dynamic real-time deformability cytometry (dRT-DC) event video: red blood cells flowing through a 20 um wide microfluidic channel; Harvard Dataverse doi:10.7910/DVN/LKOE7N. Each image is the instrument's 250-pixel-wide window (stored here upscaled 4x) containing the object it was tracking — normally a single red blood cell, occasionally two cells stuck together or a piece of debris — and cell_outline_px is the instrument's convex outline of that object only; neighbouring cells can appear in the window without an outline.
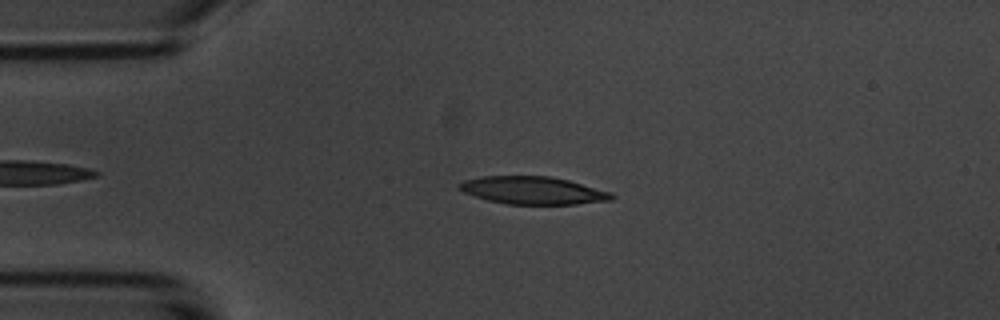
{"species": "common noctule bat (a hibernating species)", "species_latin": "Nyctalus noctula", "temperature_condition": "room temperature", "stored_images_in_passage": 49, "camera_frame_rate_fps": 3000, "um_per_image_px": 0.085, "animal": {"sex": "male", "body_mass_g": 20.1, "forearm_length_mm": 53.5}, "frame": {"image": 1, "passage_image": 12, "time_ms": 3.667, "image_size_px": [1000, 320], "cell_outline_px": [[616, 196], [612, 200], [576, 204], [508, 204], [488, 200], [464, 192], [456, 188], [456, 184], [464, 180], [480, 176], [552, 176], [568, 180], [612, 192]], "centroid_in_image_um": [45.29, 16.18], "position_along_channel_um": 39.7, "area_um2": 24.68}}
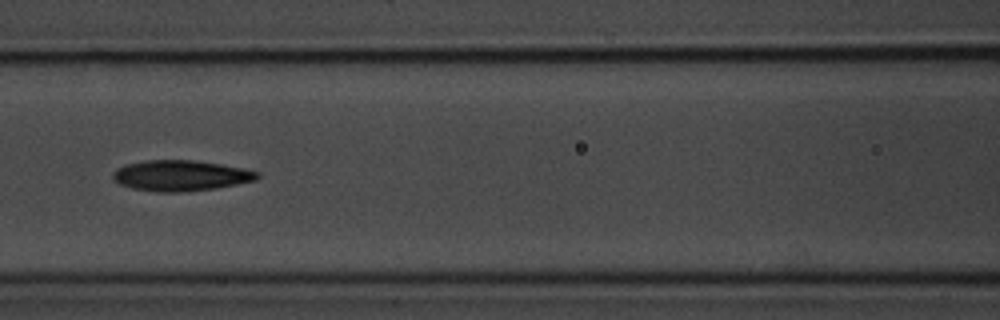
{"frame": {"image": 2, "passage_image": 23, "time_ms": 7.333, "image_size_px": [1000, 320], "cell_outline_px": [[260, 176], [256, 180], [216, 188], [184, 192], [156, 192], [132, 188], [120, 184], [112, 180], [112, 172], [116, 168], [124, 164], [148, 160], [196, 160], [244, 168], [260, 172]], "centroid_in_image_um": [15.33, 14.92], "position_along_channel_um": 151.3, "area_um2": 26.07}}
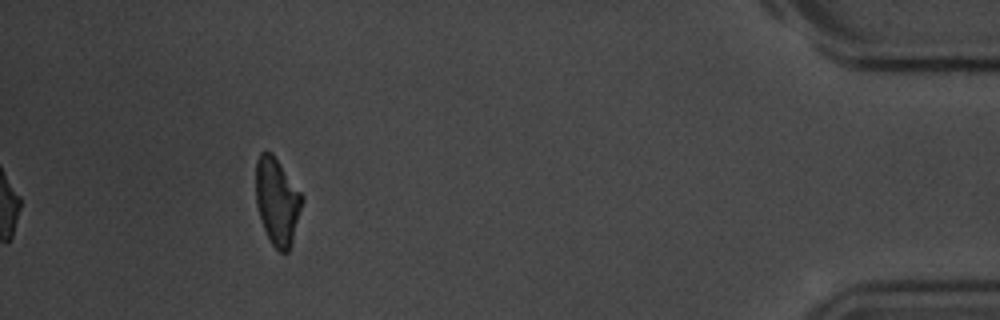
{"frame": {"image": 3, "passage_image": 49, "time_ms": 16.0, "image_size_px": [1000, 320], "cell_outline_px": [[304, 200], [292, 244], [288, 252], [280, 252], [272, 244], [264, 228], [256, 204], [256, 160], [260, 152], [272, 152], [304, 196]], "centroid_in_image_um": [23.58, 17.1], "position_along_channel_um": 411.6, "area_um2": 23.52}, "authors_computed_cell_mechanics": {"area_um2": 24.7384, "velocity_mm_per_s": 3.7128, "shape_relaxation_time_tau1_ms": 4.2252, "shape_relaxation_time_tau2_ms": 6.94, "deformation_change_tau1": 0.1516, "deformation_change_tau2": 0.1733}}